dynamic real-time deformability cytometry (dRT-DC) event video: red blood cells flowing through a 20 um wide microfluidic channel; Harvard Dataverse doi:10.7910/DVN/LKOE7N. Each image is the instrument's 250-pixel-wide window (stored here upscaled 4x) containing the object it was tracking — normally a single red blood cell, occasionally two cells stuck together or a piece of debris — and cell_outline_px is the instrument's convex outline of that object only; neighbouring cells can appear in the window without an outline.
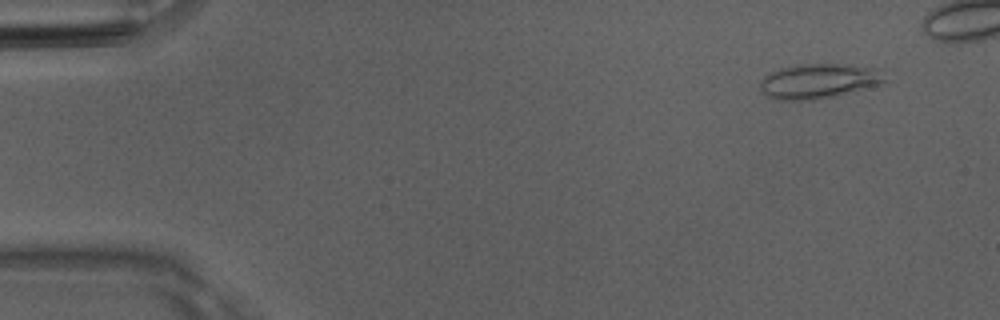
{"species": "Egyptian fruit bat (a non-hibernating species)", "species_latin": "Rousettus aegyptiacus", "temperature_condition": "room temperature", "stored_images_in_passage": 11, "camera_frame_rate_fps": 3000, "um_per_image_px": 0.085, "animal": {"sex": "male"}, "frame": {"image": 1, "passage_image": 4, "time_ms": 1.0, "image_size_px": [1000, 320], "cell_outline_px": [[888, 80], [876, 84], [832, 96], [812, 100], [776, 100], [768, 96], [760, 88], [760, 84], [764, 76], [780, 68], [796, 64], [844, 64], [876, 68]], "centroid_in_image_um": [69.53, 6.88], "position_along_channel_um": 15.5, "area_um2": 24.74}}